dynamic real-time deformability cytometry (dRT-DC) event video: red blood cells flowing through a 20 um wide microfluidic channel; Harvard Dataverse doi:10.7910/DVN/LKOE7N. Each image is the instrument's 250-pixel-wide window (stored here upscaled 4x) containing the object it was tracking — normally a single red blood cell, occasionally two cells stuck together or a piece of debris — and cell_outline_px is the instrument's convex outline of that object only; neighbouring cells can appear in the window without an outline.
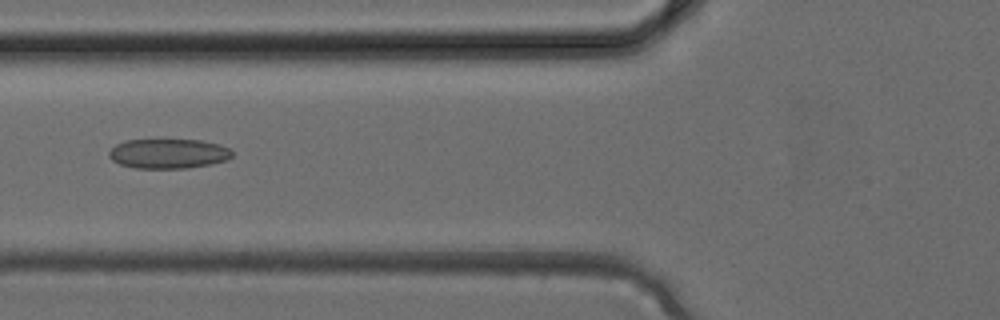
{"species": "common noctule bat (a hibernating species)", "species_latin": "Nyctalus noctula", "temperature_condition": "cold", "stored_images_in_passage": 4, "segment_of_instrument_passage": [1, 2], "camera_frame_rate_fps": 3000, "um_per_image_px": 0.085, "animal": {"sex": "female", "body_mass_g": 24.6, "forearm_length_mm": 56.2}, "frame": {"image": 1, "passage_image": 3, "time_ms": 0.667, "image_size_px": [1000, 320], "cell_outline_px": [[232, 156], [228, 160], [188, 168], [136, 168], [120, 164], [112, 160], [108, 156], [108, 152], [116, 144], [124, 140], [200, 140], [220, 144], [232, 148]], "centroid_in_image_um": [14.33, 13.05], "position_along_channel_um": 111.5, "area_um2": 21.39}}